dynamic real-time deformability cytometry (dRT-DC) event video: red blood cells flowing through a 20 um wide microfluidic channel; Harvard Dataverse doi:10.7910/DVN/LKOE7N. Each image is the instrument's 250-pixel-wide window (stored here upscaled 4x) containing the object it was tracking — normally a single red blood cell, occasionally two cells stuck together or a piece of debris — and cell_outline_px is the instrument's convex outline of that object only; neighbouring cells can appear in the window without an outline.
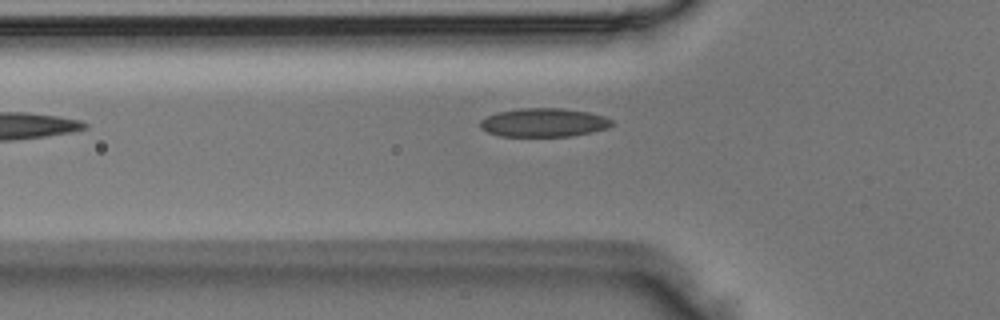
{"species": "Egyptian fruit bat (a non-hibernating species)", "species_latin": "Rousettus aegyptiacus", "temperature_condition": "room temperature", "stored_images_in_passage": 5, "camera_frame_rate_fps": 3000, "um_per_image_px": 0.085, "animal": {"sex": "male"}, "frame": {"image": 1, "passage_image": 5, "time_ms": 1.333, "image_size_px": [1000, 320], "cell_outline_px": [[612, 124], [608, 128], [592, 132], [572, 136], [500, 136], [488, 132], [480, 128], [480, 120], [496, 112], [520, 108], [564, 108], [588, 112], [604, 116], [612, 120]], "centroid_in_image_um": [46.21, 10.41], "position_along_channel_um": 79.6, "area_um2": 22.02}}